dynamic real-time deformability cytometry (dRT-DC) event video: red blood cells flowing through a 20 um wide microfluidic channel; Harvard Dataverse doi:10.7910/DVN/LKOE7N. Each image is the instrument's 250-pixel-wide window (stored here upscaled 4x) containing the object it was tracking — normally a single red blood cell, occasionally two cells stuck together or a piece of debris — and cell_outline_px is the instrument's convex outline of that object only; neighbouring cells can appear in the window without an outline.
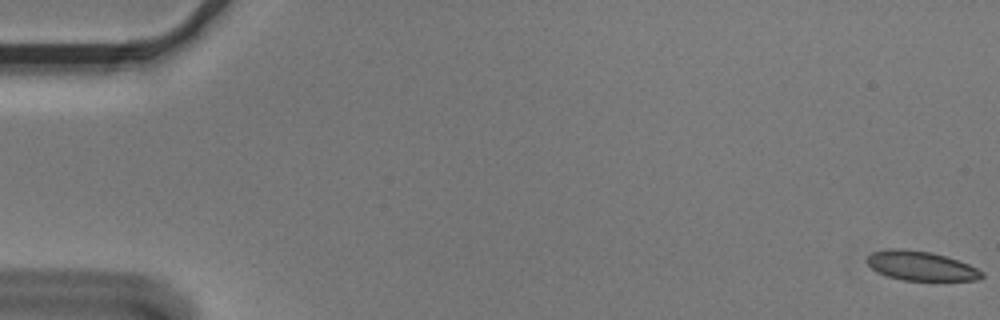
{"species": "Egyptian fruit bat (a non-hibernating species)", "species_latin": "Rousettus aegyptiacus", "temperature_condition": "cold", "stored_images_in_passage": 5, "camera_frame_rate_fps": 3000, "um_per_image_px": 0.085, "animal": {"sex": "male"}, "frame": {"image": 1, "passage_image": 1, "time_ms": 0.0, "image_size_px": [1000, 320], "cell_outline_px": [[984, 276], [976, 280], [900, 280], [876, 272], [864, 260], [872, 252], [892, 248], [904, 248], [932, 252], [968, 264], [984, 272]], "centroid_in_image_um": [78.23, 22.59], "position_along_channel_um": 6.8, "area_um2": 19.65}}